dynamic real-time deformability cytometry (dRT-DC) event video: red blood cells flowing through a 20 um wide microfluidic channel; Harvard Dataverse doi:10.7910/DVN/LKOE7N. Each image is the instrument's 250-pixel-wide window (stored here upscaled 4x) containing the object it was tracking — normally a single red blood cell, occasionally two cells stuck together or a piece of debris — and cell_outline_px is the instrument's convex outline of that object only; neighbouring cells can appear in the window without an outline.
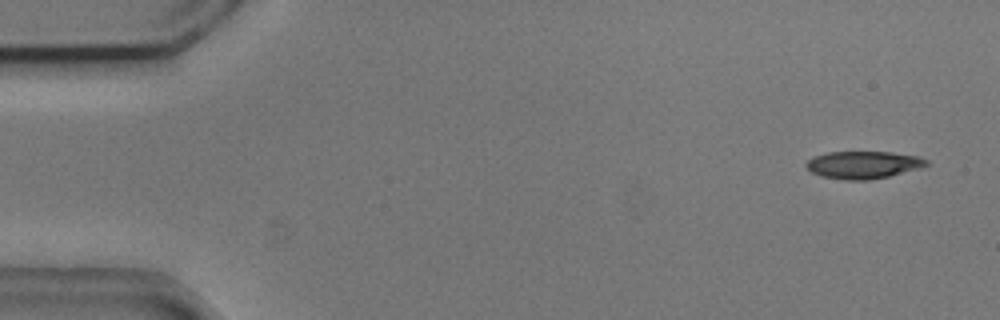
{"species": "common noctule bat (a hibernating species)", "species_latin": "Nyctalus noctula", "temperature_condition": "cold", "stored_images_in_passage": 5, "camera_frame_rate_fps": 3000, "um_per_image_px": 0.085, "animal": {"sex": "male", "body_mass_g": 20.5, "forearm_length_mm": 52.5}, "frame": {"image": 1, "passage_image": 1, "time_ms": 0.0, "image_size_px": [1000, 320], "cell_outline_px": [[928, 164], [920, 168], [888, 176], [868, 180], [844, 180], [820, 176], [812, 172], [804, 164], [812, 156], [828, 152], [892, 152], [920, 156], [928, 160]], "centroid_in_image_um": [73.37, 14.0], "position_along_channel_um": 11.6, "area_um2": 19.31}}
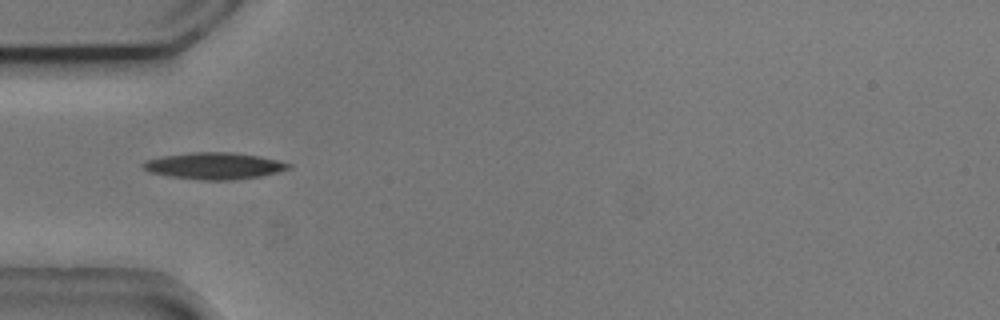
{"frame": {"image": 2, "passage_image": 4, "time_ms": 1.0, "image_size_px": [1000, 320], "cell_outline_px": [[292, 168], [260, 176], [232, 180], [200, 180], [168, 176], [148, 172], [140, 164], [148, 160], [160, 156], [192, 152], [232, 152], [260, 156], [292, 164]], "centroid_in_image_um": [18.19, 14.09], "position_along_channel_um": 66.8, "area_um2": 22.66}}